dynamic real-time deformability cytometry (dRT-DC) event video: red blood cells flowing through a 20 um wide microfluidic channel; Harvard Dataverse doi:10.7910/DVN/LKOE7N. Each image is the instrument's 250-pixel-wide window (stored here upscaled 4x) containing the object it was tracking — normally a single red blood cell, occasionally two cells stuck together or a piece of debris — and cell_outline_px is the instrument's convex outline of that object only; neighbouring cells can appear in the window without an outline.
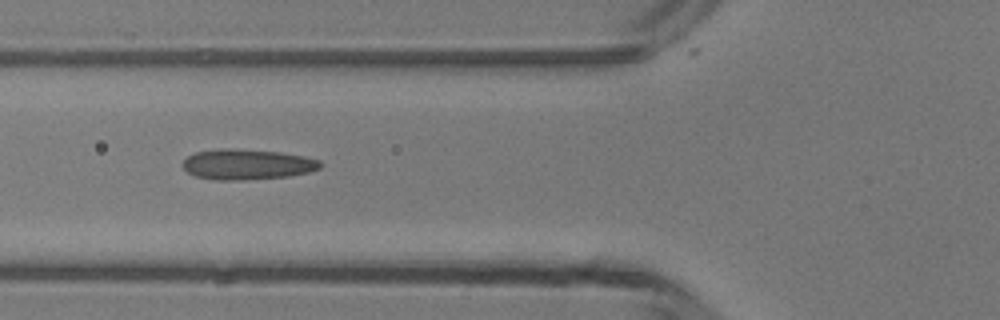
{"species": "common noctule bat (a hibernating species)", "species_latin": "Nyctalus noctula", "temperature_condition": "room temperature", "stored_images_in_passage": 7, "camera_frame_rate_fps": 3000, "um_per_image_px": 0.085, "animal": {"sex": "male", "body_mass_g": 13.3}, "frame": {"image": 1, "passage_image": 6, "time_ms": 5.667, "image_size_px": [1000, 320], "cell_outline_px": [[320, 168], [308, 172], [288, 176], [244, 180], [216, 180], [196, 176], [188, 172], [180, 164], [188, 156], [196, 152], [224, 148], [232, 148], [280, 152], [304, 156], [320, 160]], "centroid_in_image_um": [20.98, 13.97], "position_along_channel_um": 104.8, "area_um2": 24.33}}